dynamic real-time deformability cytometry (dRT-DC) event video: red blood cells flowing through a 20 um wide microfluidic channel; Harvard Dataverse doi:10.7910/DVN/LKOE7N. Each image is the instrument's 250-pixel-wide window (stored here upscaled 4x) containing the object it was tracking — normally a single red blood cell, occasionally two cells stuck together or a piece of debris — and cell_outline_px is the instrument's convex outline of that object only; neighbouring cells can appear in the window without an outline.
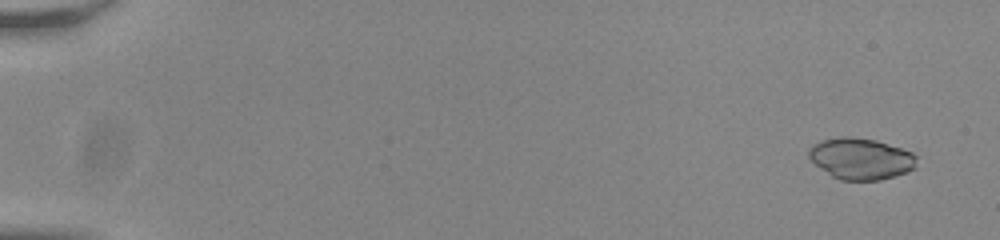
{"species": "common noctule bat (a hibernating species)", "species_latin": "Nyctalus noctula", "temperature_condition": "room temperature", "stored_images_in_passage": 56, "camera_frame_rate_fps": 3000, "um_per_image_px": 0.085, "animal": {"sex": "male", "body_mass_g": 20.0, "forearm_length_mm": 53.3}, "frame": {"image": 1, "passage_image": 4, "time_ms": 1.0, "image_size_px": [1000, 240], "cell_outline_px": [[916, 168], [908, 172], [896, 176], [880, 180], [840, 180], [832, 176], [820, 168], [808, 156], [808, 148], [812, 144], [820, 140], [840, 136], [848, 136], [876, 140], [912, 152], [916, 156]], "centroid_in_image_um": [73.17, 13.48], "position_along_channel_um": 11.8, "area_um2": 26.18}}